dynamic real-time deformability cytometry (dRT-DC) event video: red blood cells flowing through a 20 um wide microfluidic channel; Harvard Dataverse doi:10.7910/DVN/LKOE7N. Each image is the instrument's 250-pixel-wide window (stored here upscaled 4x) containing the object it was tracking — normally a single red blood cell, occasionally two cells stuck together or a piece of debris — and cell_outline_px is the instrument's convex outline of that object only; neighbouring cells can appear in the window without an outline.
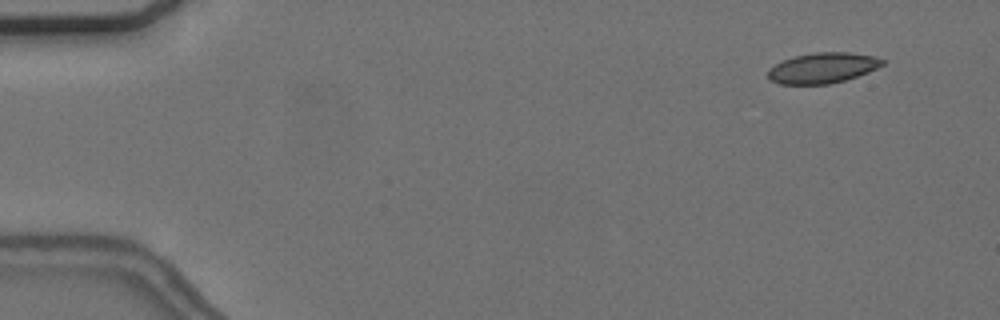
{"species": "common noctule bat (a hibernating species)", "species_latin": "Nyctalus noctula", "temperature_condition": "cold", "stored_images_in_passage": 52, "camera_frame_rate_fps": 3000, "um_per_image_px": 0.085, "animal": {"sex": "female", "body_mass_g": 24.6, "forearm_length_mm": 56.2}, "frame": {"image": 1, "passage_image": 1, "time_ms": 0.0, "image_size_px": [1000, 320], "cell_outline_px": [[884, 64], [868, 72], [844, 80], [828, 84], [780, 84], [772, 80], [768, 76], [768, 68], [784, 60], [796, 56], [816, 52], [848, 52], [872, 56], [884, 60]], "centroid_in_image_um": [69.91, 5.77], "position_along_channel_um": 15.1, "area_um2": 20.0}}
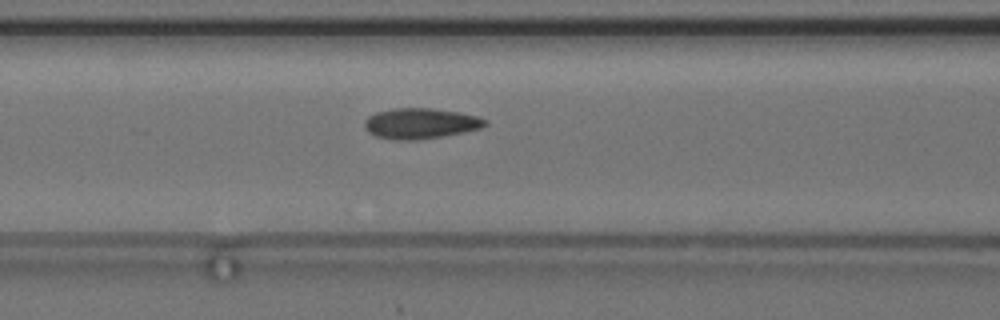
{"frame": {"image": 2, "passage_image": 20, "time_ms": 6.333, "image_size_px": [1000, 320], "cell_outline_px": [[488, 124], [480, 128], [464, 132], [444, 136], [416, 140], [392, 140], [376, 136], [368, 132], [364, 128], [364, 120], [368, 116], [376, 112], [392, 108], [432, 108], [460, 112], [476, 116], [488, 120]], "centroid_in_image_um": [35.72, 10.49], "position_along_channel_um": 130.9, "area_um2": 21.73}}
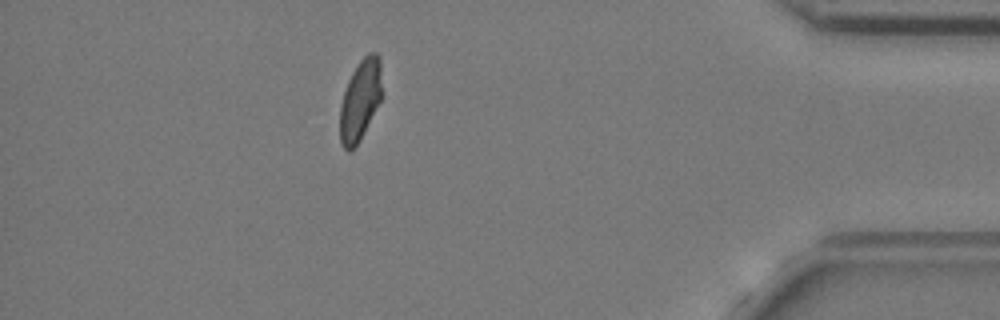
{"frame": {"image": 3, "passage_image": 46, "time_ms": 15.0, "image_size_px": [1000, 320], "cell_outline_px": [[380, 100], [360, 140], [352, 152], [348, 152], [344, 148], [340, 140], [340, 104], [348, 80], [352, 72], [360, 60], [368, 52], [376, 52], [380, 56]], "centroid_in_image_um": [30.59, 8.52], "position_along_channel_um": 404.6, "area_um2": 19.54}, "authors_computed_cell_mechanics": {"area_um2": 20.7791, "velocity_mm_per_s": 3.6841, "shape_relaxation_time_tau1_ms": 10.7434, "shape_relaxation_time_tau2_ms": 1.4138, "deformation_change_tau1": 0.1722, "deformation_change_tau2": 0.0606}}